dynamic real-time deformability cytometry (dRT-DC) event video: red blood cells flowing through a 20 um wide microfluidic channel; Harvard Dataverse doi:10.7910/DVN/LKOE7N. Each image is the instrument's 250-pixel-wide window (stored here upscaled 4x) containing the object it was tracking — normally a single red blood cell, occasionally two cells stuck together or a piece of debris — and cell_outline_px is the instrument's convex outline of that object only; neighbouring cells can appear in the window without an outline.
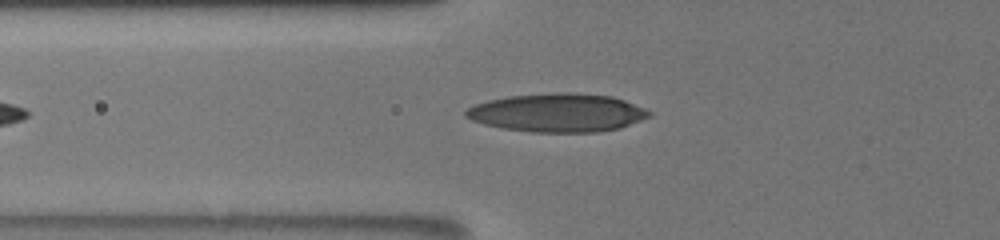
{"species": "human", "species_latin": "Homo sapiens", "temperature_condition": "room temperature", "stored_images_in_passage": 13, "camera_frame_rate_fps": 3000, "um_per_image_px": 0.085, "donor": {"sex": "male"}, "frame": {"image": 1, "passage_image": 10, "time_ms": 8.0, "image_size_px": [1000, 240], "cell_outline_px": [[652, 116], [620, 128], [596, 132], [532, 132], [504, 128], [484, 124], [472, 120], [464, 116], [464, 112], [472, 104], [488, 100], [508, 96], [556, 92], [576, 92], [612, 96], [624, 100], [644, 108], [652, 112]], "centroid_in_image_um": [47.39, 9.57], "position_along_channel_um": 78.4, "area_um2": 41.27}}